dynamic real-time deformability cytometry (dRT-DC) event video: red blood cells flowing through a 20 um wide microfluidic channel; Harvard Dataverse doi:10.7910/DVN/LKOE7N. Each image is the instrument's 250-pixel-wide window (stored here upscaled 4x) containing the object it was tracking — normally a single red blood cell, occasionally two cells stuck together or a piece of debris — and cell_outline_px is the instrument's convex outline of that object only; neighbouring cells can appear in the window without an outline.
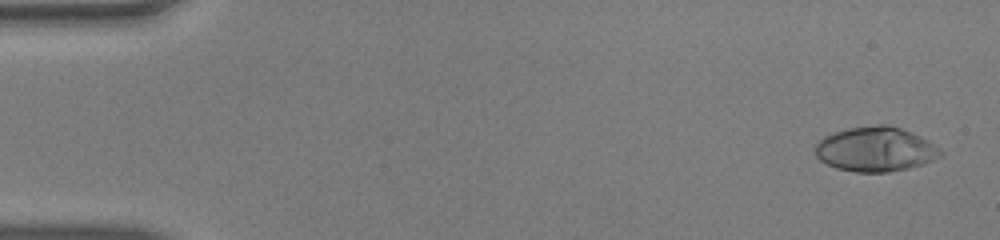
{"species": "human", "species_latin": "Homo sapiens", "temperature_condition": "warm", "stored_images_in_passage": 50, "camera_frame_rate_fps": 3000, "um_per_image_px": 0.085, "donor": {"sex": "male"}, "frame": {"image": 1, "passage_image": 2, "time_ms": 0.333, "image_size_px": [1000, 240], "cell_outline_px": [[944, 152], [940, 156], [932, 160], [920, 164], [888, 172], [856, 172], [836, 168], [820, 160], [816, 156], [816, 144], [824, 136], [848, 128], [876, 124], [888, 124], [912, 132], [928, 140], [940, 148]], "centroid_in_image_um": [74.42, 12.67], "position_along_channel_um": 10.6, "area_um2": 32.37}}
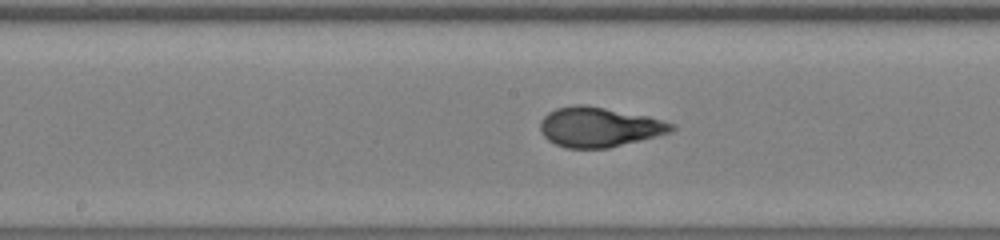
{"frame": {"image": 2, "passage_image": 26, "time_ms": 8.333, "image_size_px": [1000, 240], "cell_outline_px": [[676, 128], [672, 132], [608, 148], [564, 148], [548, 140], [540, 132], [540, 120], [548, 112], [556, 108], [576, 104], [584, 104], [648, 116], [676, 124]], "centroid_in_image_um": [50.91, 10.79], "position_along_channel_um": 197.3, "area_um2": 30.52}}
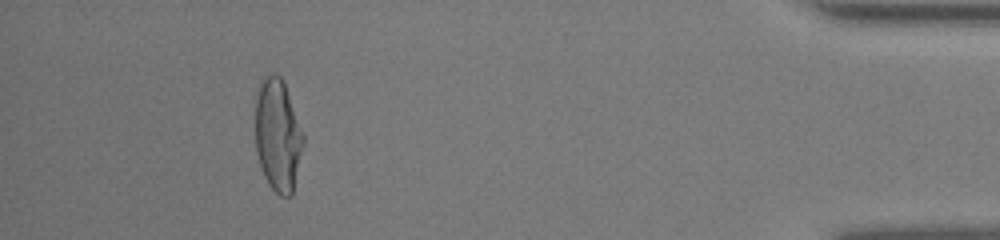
{"frame": {"image": 3, "passage_image": 46, "time_ms": 15.0, "image_size_px": [1000, 240], "cell_outline_px": [[304, 144], [292, 196], [280, 196], [268, 184], [264, 176], [256, 152], [256, 96], [260, 80], [264, 76], [272, 72], [280, 76], [284, 84], [304, 136]], "centroid_in_image_um": [23.61, 11.51], "position_along_channel_um": 411.6, "area_um2": 31.33}, "authors_computed_cell_mechanics": {"area_um2": 30.5184, "velocity_mm_per_s": 4.1163, "shape_relaxation_time_tau1_ms": 6.822, "shape_relaxation_time_tau2_ms": null, "deformation_change_tau1": 0.3271, "deformation_change_tau2": null}}